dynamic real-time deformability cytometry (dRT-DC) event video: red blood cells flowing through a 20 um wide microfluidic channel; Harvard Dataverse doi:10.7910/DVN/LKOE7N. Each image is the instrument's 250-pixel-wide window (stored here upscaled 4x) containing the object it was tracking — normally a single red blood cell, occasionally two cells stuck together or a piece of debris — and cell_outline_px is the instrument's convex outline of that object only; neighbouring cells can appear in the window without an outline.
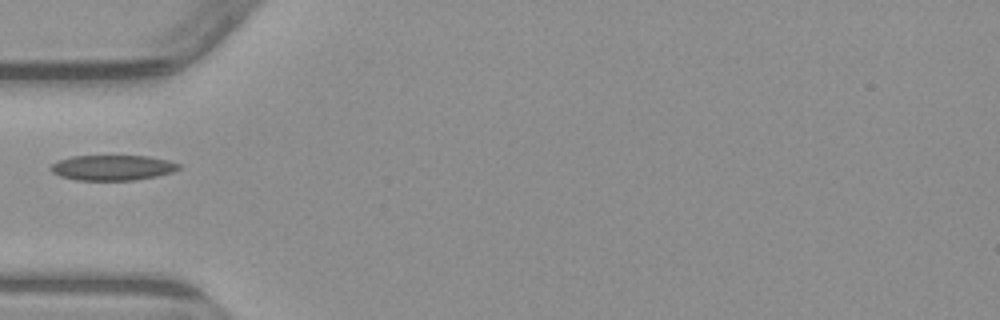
{"species": "common noctule bat (a hibernating species)", "species_latin": "Nyctalus noctula", "temperature_condition": "warm", "stored_images_in_passage": 4, "camera_frame_rate_fps": 3000, "um_per_image_px": 0.085, "animal": {"sex": "male", "body_mass_g": 23.1, "forearm_length_mm": 52.7}, "frame": {"image": 1, "passage_image": 3, "time_ms": 2.333, "image_size_px": [1000, 320], "cell_outline_px": [[180, 168], [172, 172], [156, 176], [136, 180], [76, 180], [60, 176], [52, 172], [48, 168], [56, 160], [72, 156], [148, 156], [168, 160], [180, 164]], "centroid_in_image_um": [9.53, 14.25], "position_along_channel_um": 75.5, "area_um2": 18.96}}
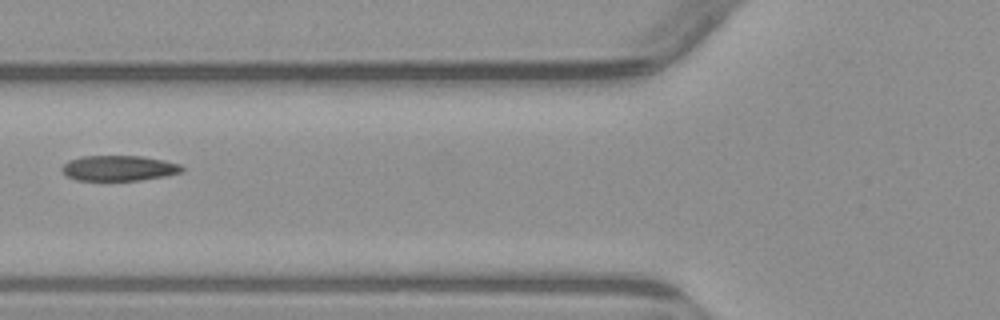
{"frame": {"image": 2, "passage_image": 4, "time_ms": 3.333, "image_size_px": [1000, 320], "cell_outline_px": [[184, 172], [164, 176], [140, 180], [76, 180], [68, 176], [60, 168], [68, 160], [80, 156], [144, 156], [164, 160], [180, 164], [184, 168]], "centroid_in_image_um": [10.12, 14.28], "position_along_channel_um": 115.7, "area_um2": 17.8}}